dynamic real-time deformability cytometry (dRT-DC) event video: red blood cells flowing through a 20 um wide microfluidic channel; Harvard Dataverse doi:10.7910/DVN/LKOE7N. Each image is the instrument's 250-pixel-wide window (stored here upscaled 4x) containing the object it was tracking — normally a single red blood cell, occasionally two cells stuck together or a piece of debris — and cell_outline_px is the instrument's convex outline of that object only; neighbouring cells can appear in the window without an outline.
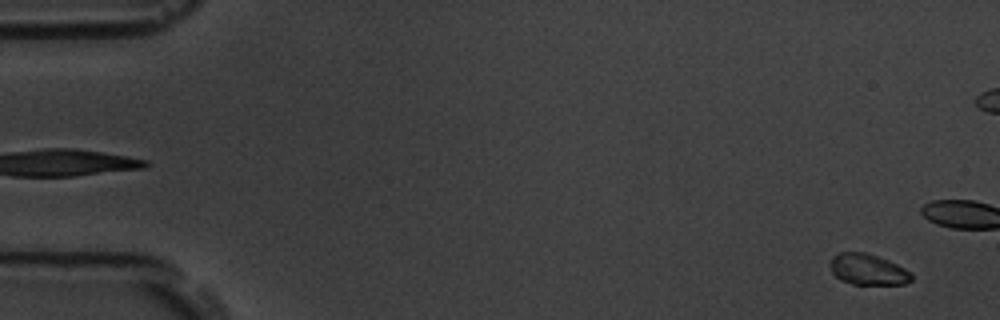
{"species": "common noctule bat (a hibernating species)", "species_latin": "Nyctalus noctula", "temperature_condition": "room temperature", "stored_images_in_passage": 17, "camera_frame_rate_fps": 3000, "um_per_image_px": 0.085, "animal": {"sex": "male", "body_mass_g": 19.5, "forearm_length_mm": 54.6}, "frame": {"image": 1, "passage_image": 3, "time_ms": 0.667, "image_size_px": [1000, 320], "cell_outline_px": [[912, 280], [904, 284], [852, 284], [840, 280], [832, 272], [828, 264], [832, 256], [840, 252], [864, 252], [888, 260], [904, 268], [912, 276]], "centroid_in_image_um": [73.71, 22.9], "position_along_channel_um": 11.3, "area_um2": 14.62}}